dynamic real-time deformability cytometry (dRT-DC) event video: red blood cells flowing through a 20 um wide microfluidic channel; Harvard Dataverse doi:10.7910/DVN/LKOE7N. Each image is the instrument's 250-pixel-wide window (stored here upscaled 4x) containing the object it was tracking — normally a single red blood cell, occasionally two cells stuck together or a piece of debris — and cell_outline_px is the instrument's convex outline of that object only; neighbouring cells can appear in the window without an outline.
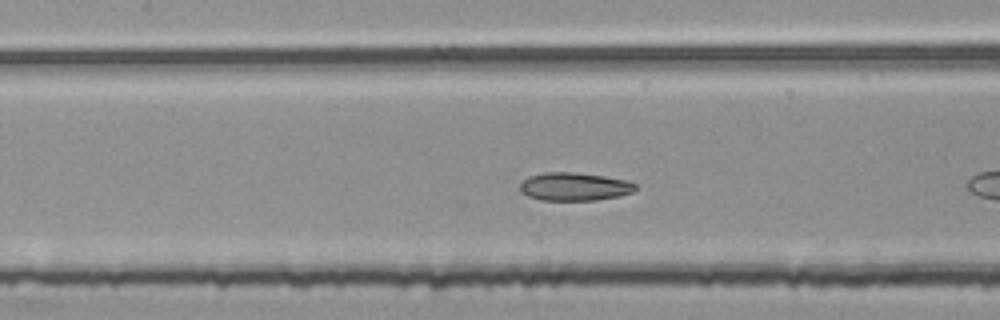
{"species": "common noctule bat (a hibernating species)", "species_latin": "Nyctalus noctula", "temperature_condition": "room temperature", "stored_images_in_passage": 9, "camera_frame_rate_fps": 3000, "um_per_image_px": 0.085, "animal": {"sex": "female", "body_mass_g": 25.1}, "frame": {"image": 1, "passage_image": 8, "time_ms": 2.333, "image_size_px": [1000, 320], "cell_outline_px": [[636, 188], [632, 192], [620, 196], [596, 200], [540, 200], [528, 196], [520, 192], [520, 184], [528, 176], [544, 172], [576, 172], [604, 176], [628, 180], [636, 184]], "centroid_in_image_um": [48.82, 15.86], "position_along_channel_um": 158.6, "area_um2": 19.07}}